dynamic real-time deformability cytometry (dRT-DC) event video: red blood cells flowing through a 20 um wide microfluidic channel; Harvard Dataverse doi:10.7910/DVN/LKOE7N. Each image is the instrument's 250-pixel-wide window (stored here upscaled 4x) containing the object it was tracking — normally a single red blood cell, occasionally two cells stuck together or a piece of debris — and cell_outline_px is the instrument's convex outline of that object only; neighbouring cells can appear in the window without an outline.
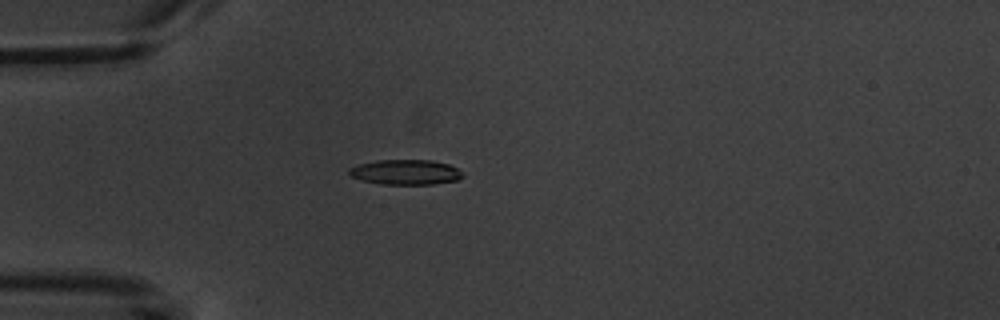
{"species": "common noctule bat (a hibernating species)", "species_latin": "Nyctalus noctula", "temperature_condition": "warm", "stored_images_in_passage": 4, "camera_frame_rate_fps": 3000, "um_per_image_px": 0.085, "animal": {"sex": "male", "body_mass_g": 20.1, "forearm_length_mm": 53.5}, "frame": {"image": 1, "passage_image": 3, "time_ms": 3.333, "image_size_px": [1000, 320], "cell_outline_px": [[464, 176], [456, 180], [432, 184], [380, 184], [364, 180], [352, 176], [348, 172], [348, 168], [360, 164], [376, 160], [432, 160], [448, 164], [456, 168]], "centroid_in_image_um": [34.46, 14.62], "position_along_channel_um": 50.5, "area_um2": 16.36}}